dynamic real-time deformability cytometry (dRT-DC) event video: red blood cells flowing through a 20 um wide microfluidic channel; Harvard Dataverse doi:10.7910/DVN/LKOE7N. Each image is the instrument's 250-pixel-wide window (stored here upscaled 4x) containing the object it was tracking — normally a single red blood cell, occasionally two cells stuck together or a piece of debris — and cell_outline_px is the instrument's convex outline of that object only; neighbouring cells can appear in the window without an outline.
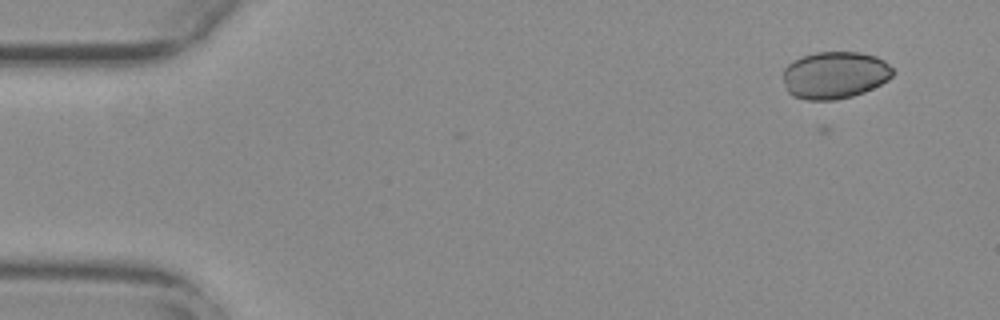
{"species": "common noctule bat (a hibernating species)", "species_latin": "Nyctalus noctula", "temperature_condition": "warm", "stored_images_in_passage": 13, "camera_frame_rate_fps": 3000, "um_per_image_px": 0.085, "animal": {"sex": "female", "body_mass_g": 29.2, "forearm_length_mm": 56.3}, "frame": {"image": 1, "passage_image": 3, "time_ms": 0.667, "image_size_px": [1000, 320], "cell_outline_px": [[896, 72], [888, 80], [864, 92], [852, 96], [836, 100], [808, 100], [792, 96], [788, 92], [784, 80], [784, 68], [792, 60], [800, 56], [816, 52], [860, 52], [876, 56], [884, 60]], "centroid_in_image_um": [70.96, 6.37], "position_along_channel_um": 14.0, "area_um2": 30.4}}